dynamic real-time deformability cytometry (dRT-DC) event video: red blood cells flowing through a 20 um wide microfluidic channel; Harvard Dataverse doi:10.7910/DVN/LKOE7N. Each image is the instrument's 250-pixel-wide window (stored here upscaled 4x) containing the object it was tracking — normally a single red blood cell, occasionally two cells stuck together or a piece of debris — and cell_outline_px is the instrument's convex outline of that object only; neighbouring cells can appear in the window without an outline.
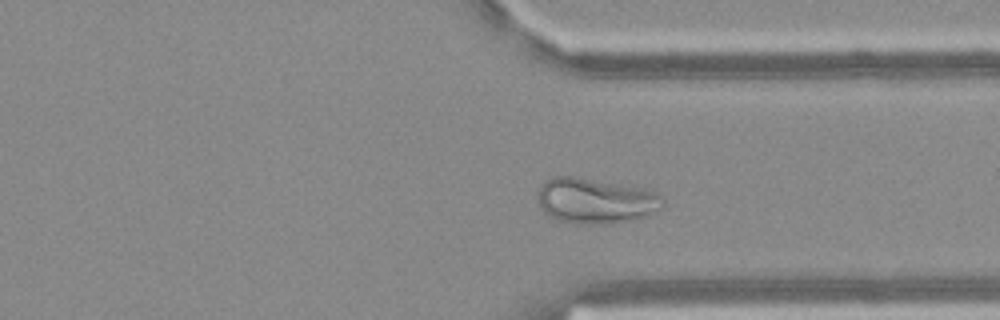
{"species": "Egyptian fruit bat (a non-hibernating species)", "species_latin": "Rousettus aegyptiacus", "temperature_condition": "warm", "stored_images_in_passage": 53, "camera_frame_rate_fps": 3000, "um_per_image_px": 0.085, "frame": {"image": 1, "passage_image": 39, "time_ms": 12.667, "image_size_px": [1000, 320], "cell_outline_px": [[664, 204], [660, 208], [648, 216], [628, 220], [600, 224], [572, 224], [548, 216], [544, 212], [540, 204], [540, 188], [552, 176], [572, 176], [648, 188], [656, 192], [664, 200]], "centroid_in_image_um": [50.67, 17.06], "position_along_channel_um": 360.7, "area_um2": 32.95}}
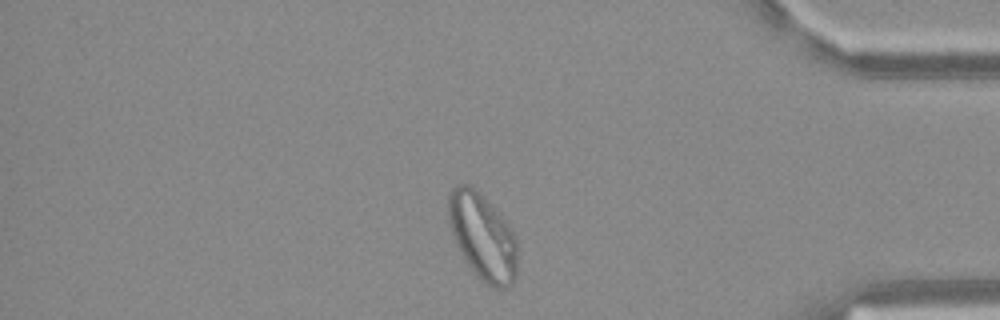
{"frame": {"image": 2, "passage_image": 44, "time_ms": 14.333, "image_size_px": [1000, 320], "cell_outline_px": [[516, 276], [512, 284], [500, 292], [492, 288], [476, 276], [472, 272], [464, 260], [456, 244], [448, 224], [448, 192], [452, 188], [460, 184], [468, 184], [508, 224], [516, 236]], "centroid_in_image_um": [41.0, 20.21], "position_along_channel_um": 394.2, "area_um2": 34.68}}